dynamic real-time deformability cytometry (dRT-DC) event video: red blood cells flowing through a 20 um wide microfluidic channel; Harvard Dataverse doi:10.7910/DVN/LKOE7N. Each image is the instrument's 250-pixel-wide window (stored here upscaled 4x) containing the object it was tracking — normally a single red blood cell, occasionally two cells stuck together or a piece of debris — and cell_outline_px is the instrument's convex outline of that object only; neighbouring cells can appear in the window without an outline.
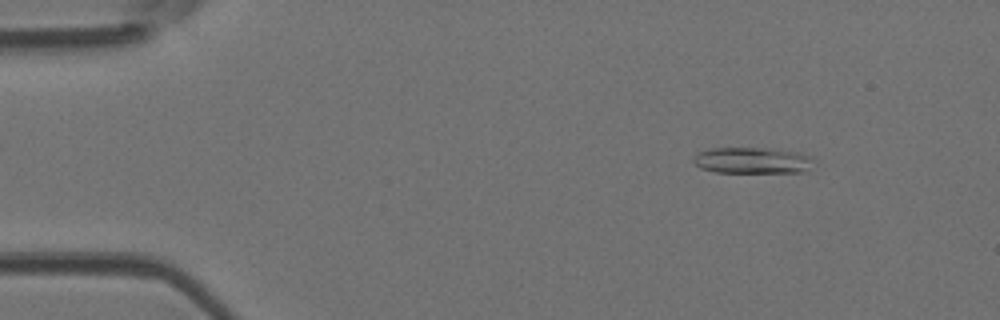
{"species": "Egyptian fruit bat (a non-hibernating species)", "species_latin": "Rousettus aegyptiacus", "temperature_condition": "room temperature", "stored_images_in_passage": 5, "camera_frame_rate_fps": 3000, "um_per_image_px": 0.085, "animal": {"sex": "female"}, "frame": {"image": 1, "passage_image": 2, "time_ms": 0.333, "image_size_px": [1000, 320], "cell_outline_px": [[816, 160], [804, 172], [716, 172], [700, 168], [692, 160], [696, 152], [712, 148], [764, 148], [800, 152], [812, 156]], "centroid_in_image_um": [63.96, 13.63], "position_along_channel_um": 21.0, "area_um2": 18.5}}
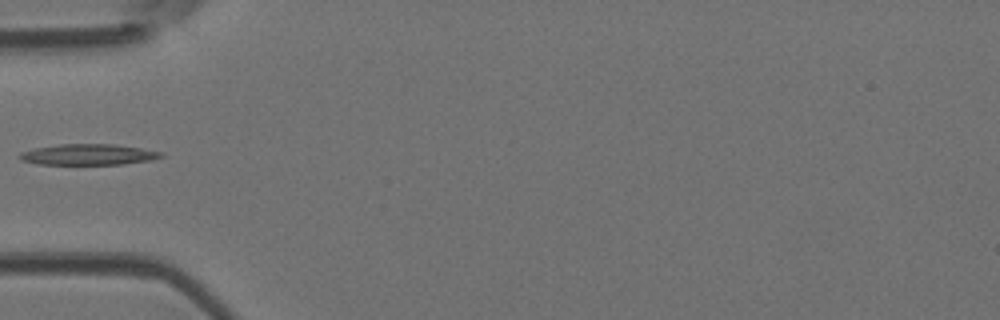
{"frame": {"image": 2, "passage_image": 5, "time_ms": 1.333, "image_size_px": [1000, 320], "cell_outline_px": [[164, 156], [152, 160], [124, 164], [36, 164], [20, 160], [16, 156], [20, 152], [32, 148], [60, 144], [112, 144], [140, 148], [164, 152]], "centroid_in_image_um": [7.47, 13.13], "position_along_channel_um": 77.5, "area_um2": 17.4}}